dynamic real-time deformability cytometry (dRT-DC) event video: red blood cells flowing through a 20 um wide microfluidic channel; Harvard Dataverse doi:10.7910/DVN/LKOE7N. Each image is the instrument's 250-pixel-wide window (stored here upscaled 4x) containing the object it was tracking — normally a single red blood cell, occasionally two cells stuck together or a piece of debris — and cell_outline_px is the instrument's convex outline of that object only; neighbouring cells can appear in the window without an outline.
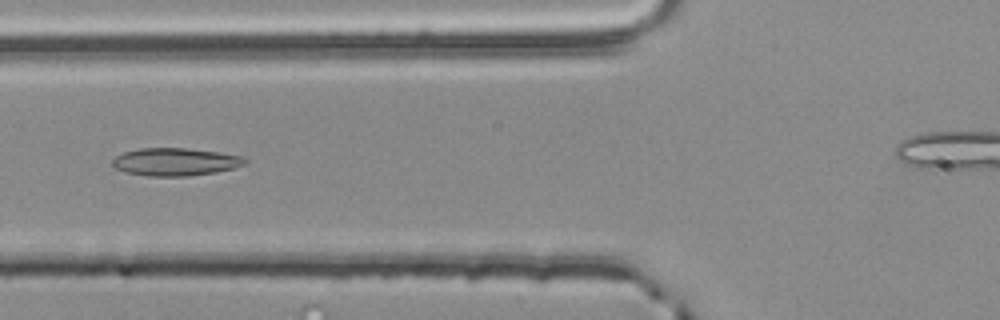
{"species": "common noctule bat (a hibernating species)", "species_latin": "Nyctalus noctula", "temperature_condition": "room temperature", "stored_images_in_passage": 14, "camera_frame_rate_fps": 3000, "um_per_image_px": 0.085, "animal": {"sex": "male", "body_mass_g": 20.4}, "frame": {"image": 1, "passage_image": 7, "time_ms": 2.0, "image_size_px": [1000, 320], "cell_outline_px": [[248, 160], [244, 164], [232, 168], [216, 172], [188, 176], [148, 176], [124, 172], [112, 168], [112, 160], [116, 156], [124, 152], [140, 148], [188, 148], [220, 152], [244, 156]], "centroid_in_image_um": [14.88, 13.75], "position_along_channel_um": 110.9, "area_um2": 21.62}}